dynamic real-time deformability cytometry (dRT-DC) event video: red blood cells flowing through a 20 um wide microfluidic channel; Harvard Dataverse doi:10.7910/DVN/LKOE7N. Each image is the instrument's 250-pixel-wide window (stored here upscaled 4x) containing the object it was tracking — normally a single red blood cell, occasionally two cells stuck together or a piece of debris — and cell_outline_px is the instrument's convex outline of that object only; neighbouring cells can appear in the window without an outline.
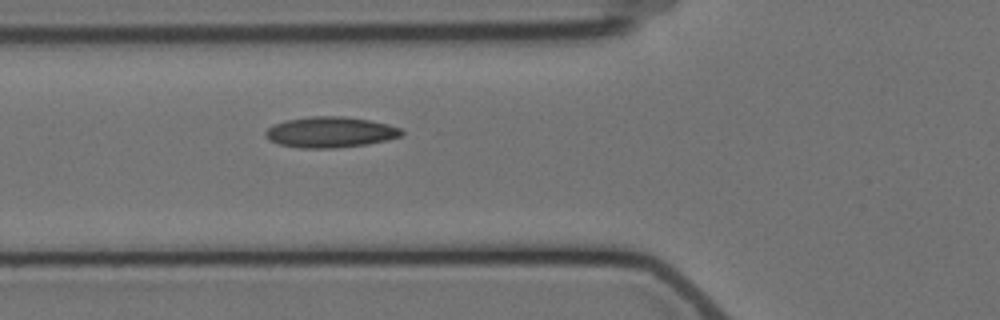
{"species": "Egyptian fruit bat (a non-hibernating species)", "species_latin": "Rousettus aegyptiacus", "temperature_condition": "cold", "stored_images_in_passage": 5, "camera_frame_rate_fps": 3000, "um_per_image_px": 0.085, "animal": {"sex": "female"}, "frame": {"image": 1, "passage_image": 5, "time_ms": 6.0, "image_size_px": [1000, 320], "cell_outline_px": [[404, 132], [400, 136], [388, 140], [368, 144], [336, 148], [300, 148], [280, 144], [268, 140], [264, 132], [272, 124], [284, 120], [312, 116], [340, 116], [368, 120], [388, 124], [400, 128]], "centroid_in_image_um": [28.05, 11.23], "position_along_channel_um": 97.8, "area_um2": 24.45}}